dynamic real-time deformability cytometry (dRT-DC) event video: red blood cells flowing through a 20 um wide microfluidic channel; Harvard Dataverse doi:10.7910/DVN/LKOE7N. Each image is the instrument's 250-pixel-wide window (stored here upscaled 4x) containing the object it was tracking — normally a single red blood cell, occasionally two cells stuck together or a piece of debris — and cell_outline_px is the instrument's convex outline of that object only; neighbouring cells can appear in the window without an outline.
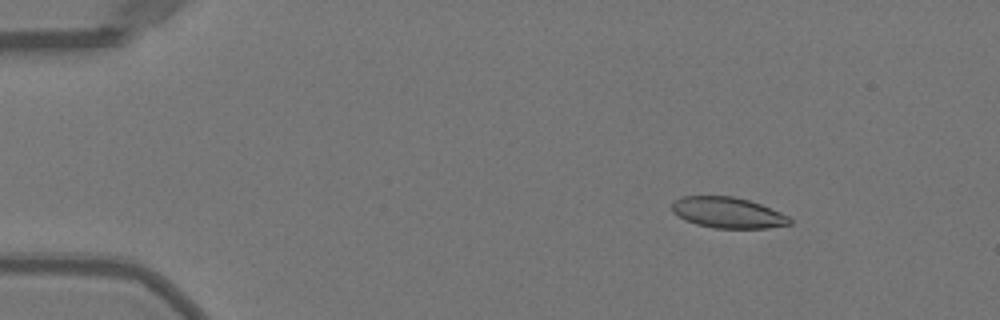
{"species": "Egyptian fruit bat (a non-hibernating species)", "species_latin": "Rousettus aegyptiacus", "temperature_condition": "warm", "stored_images_in_passage": 52, "camera_frame_rate_fps": 3000, "um_per_image_px": 0.085, "animal": {"sex": "female"}, "frame": {"image": 1, "passage_image": 8, "time_ms": 2.333, "image_size_px": [1000, 320], "cell_outline_px": [[792, 224], [768, 228], [712, 228], [696, 224], [684, 220], [672, 212], [672, 204], [676, 200], [684, 196], [732, 196], [748, 200], [760, 204], [780, 212], [788, 216], [792, 220]], "centroid_in_image_um": [61.86, 18.08], "position_along_channel_um": 23.1, "area_um2": 21.15}}
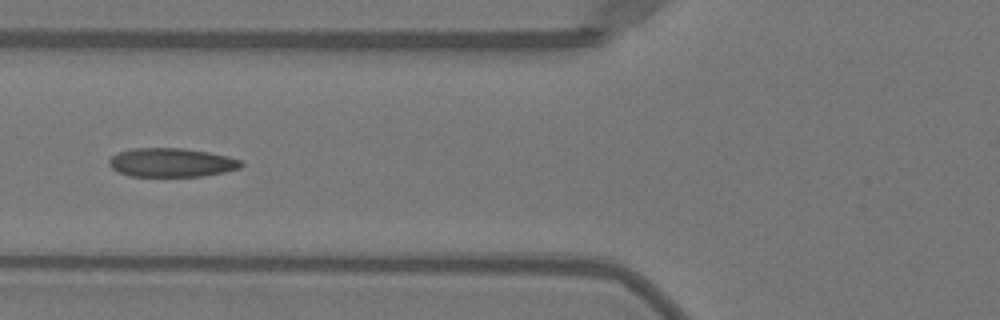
{"frame": {"image": 2, "passage_image": 21, "time_ms": 6.667, "image_size_px": [1000, 320], "cell_outline_px": [[244, 164], [240, 168], [224, 172], [204, 176], [128, 176], [112, 168], [108, 164], [108, 160], [112, 156], [120, 152], [132, 148], [184, 148], [208, 152], [228, 156], [240, 160]], "centroid_in_image_um": [14.58, 13.81], "position_along_channel_um": 111.2, "area_um2": 22.2}}
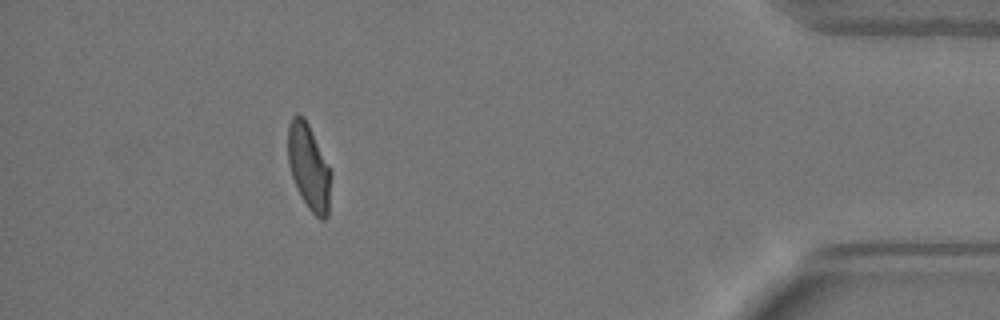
{"frame": {"image": 3, "passage_image": 47, "time_ms": 15.333, "image_size_px": [1000, 320], "cell_outline_px": [[332, 172], [328, 216], [324, 220], [320, 220], [308, 208], [300, 196], [296, 188], [288, 164], [288, 124], [292, 116], [296, 112], [304, 116]], "centroid_in_image_um": [26.25, 14.2], "position_along_channel_um": 409.0, "area_um2": 21.73}, "authors_computed_cell_mechanics": {"area_um2": 21.9929, "velocity_mm_per_s": 4.0117, "shape_relaxation_time_tau1_ms": 4.4083, "shape_relaxation_time_tau2_ms": 0.9227, "deformation_change_tau1": 0.1628, "deformation_change_tau2": 0.059}}